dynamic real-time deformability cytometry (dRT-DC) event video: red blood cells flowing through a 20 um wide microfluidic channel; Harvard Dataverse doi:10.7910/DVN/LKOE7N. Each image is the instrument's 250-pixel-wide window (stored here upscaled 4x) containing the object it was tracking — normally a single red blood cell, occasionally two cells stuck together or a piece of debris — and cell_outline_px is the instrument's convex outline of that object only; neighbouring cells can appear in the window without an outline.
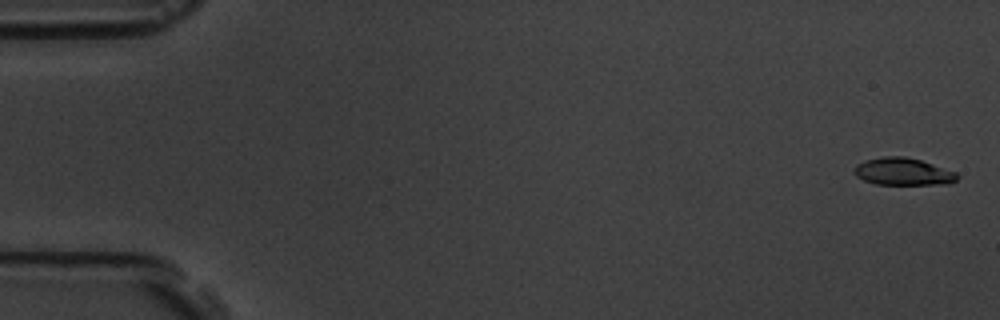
{"species": "common noctule bat (a hibernating species)", "species_latin": "Nyctalus noctula", "temperature_condition": "room temperature", "stored_images_in_passage": 53, "camera_frame_rate_fps": 3000, "um_per_image_px": 0.085, "animal": {"sex": "male", "body_mass_g": 19.5, "forearm_length_mm": 54.6}, "frame": {"image": 1, "passage_image": 2, "time_ms": 0.333, "image_size_px": [1000, 320], "cell_outline_px": [[960, 176], [956, 180], [948, 184], [876, 184], [864, 180], [856, 176], [852, 172], [852, 168], [856, 164], [864, 160], [884, 156], [904, 156], [920, 160], [956, 172]], "centroid_in_image_um": [76.72, 14.58], "position_along_channel_um": 8.3, "area_um2": 16.47}}
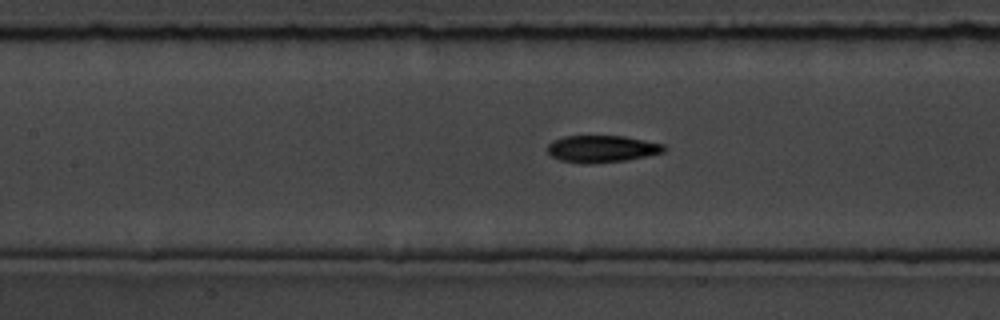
{"frame": {"image": 2, "passage_image": 26, "time_ms": 8.333, "image_size_px": [1000, 320], "cell_outline_px": [[668, 148], [664, 152], [624, 160], [588, 164], [584, 164], [560, 160], [552, 156], [548, 152], [548, 144], [552, 140], [564, 136], [624, 136], [664, 144]], "centroid_in_image_um": [51.15, 12.64], "position_along_channel_um": 156.3, "area_um2": 18.26}}
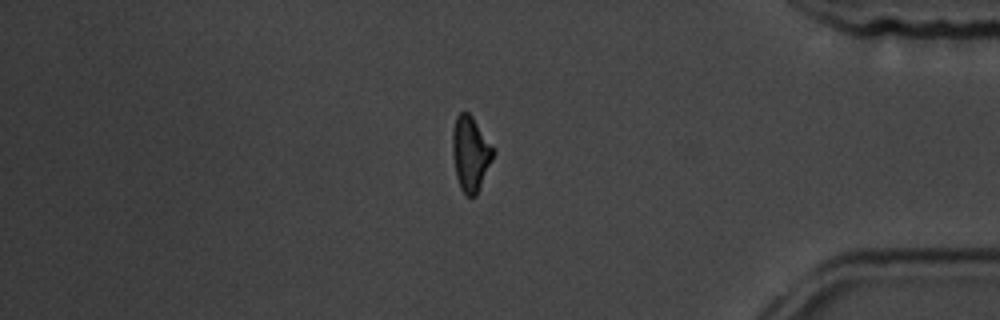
{"frame": {"image": 3, "passage_image": 48, "time_ms": 15.667, "image_size_px": [1000, 320], "cell_outline_px": [[492, 156], [476, 196], [468, 196], [460, 188], [456, 176], [452, 152], [452, 132], [456, 116], [460, 112], [468, 112], [472, 116], [492, 148]], "centroid_in_image_um": [39.93, 13.04], "position_along_channel_um": 395.3, "area_um2": 17.05}}